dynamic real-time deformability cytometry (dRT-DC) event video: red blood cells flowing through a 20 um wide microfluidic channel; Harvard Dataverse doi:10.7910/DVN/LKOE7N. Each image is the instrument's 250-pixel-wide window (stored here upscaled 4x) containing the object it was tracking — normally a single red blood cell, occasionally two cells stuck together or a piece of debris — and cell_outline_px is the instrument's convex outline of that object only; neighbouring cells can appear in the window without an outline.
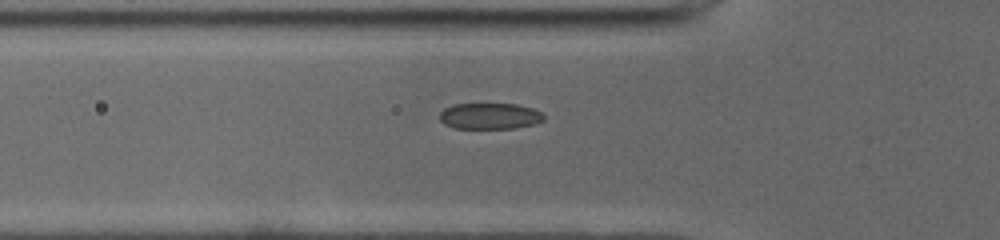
{"species": "common noctule bat (a hibernating species)", "species_latin": "Nyctalus noctula", "temperature_condition": "cold", "stored_images_in_passage": 37, "camera_frame_rate_fps": 3000, "um_per_image_px": 0.085, "animal": {"sex": "male", "body_mass_g": 19.0, "forearm_length_mm": 50.8}, "frame": {"image": 1, "passage_image": 6, "time_ms": 1.667, "image_size_px": [1000, 240], "cell_outline_px": [[544, 120], [532, 124], [516, 128], [456, 128], [444, 124], [440, 120], [440, 112], [444, 108], [452, 104], [516, 104], [532, 108], [544, 112]], "centroid_in_image_um": [41.64, 9.86], "position_along_channel_um": 84.2, "area_um2": 15.9}}
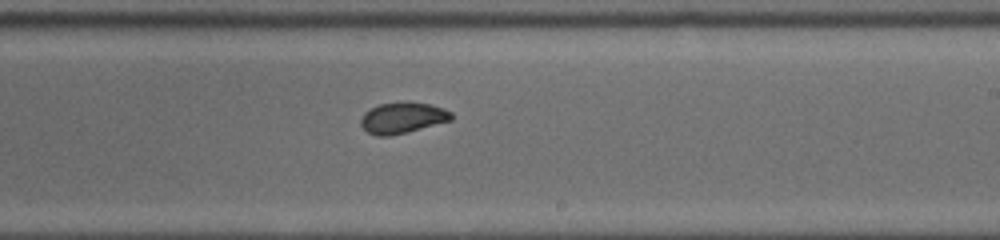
{"frame": {"image": 2, "passage_image": 19, "time_ms": 6.0, "image_size_px": [1000, 240], "cell_outline_px": [[452, 120], [388, 136], [376, 136], [368, 132], [360, 124], [360, 120], [364, 112], [380, 104], [428, 104], [444, 108], [452, 112]], "centroid_in_image_um": [34.2, 10.04], "position_along_channel_um": 254.8, "area_um2": 15.61}}
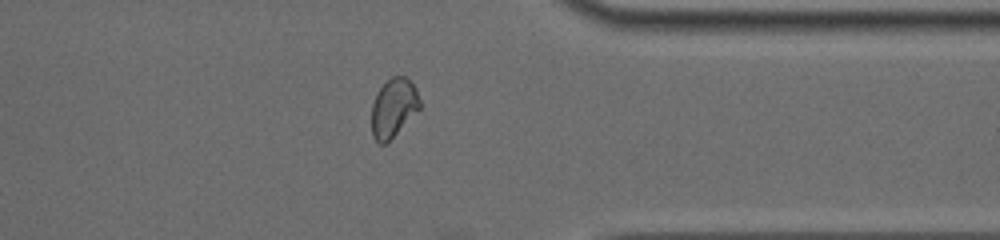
{"frame": {"image": 3, "passage_image": 29, "time_ms": 9.333, "image_size_px": [1000, 240], "cell_outline_px": [[420, 108], [384, 144], [380, 144], [372, 136], [372, 104], [376, 92], [392, 76], [408, 76], [416, 88], [420, 100]], "centroid_in_image_um": [33.44, 9.11], "position_along_channel_um": 378.0, "area_um2": 16.24}}